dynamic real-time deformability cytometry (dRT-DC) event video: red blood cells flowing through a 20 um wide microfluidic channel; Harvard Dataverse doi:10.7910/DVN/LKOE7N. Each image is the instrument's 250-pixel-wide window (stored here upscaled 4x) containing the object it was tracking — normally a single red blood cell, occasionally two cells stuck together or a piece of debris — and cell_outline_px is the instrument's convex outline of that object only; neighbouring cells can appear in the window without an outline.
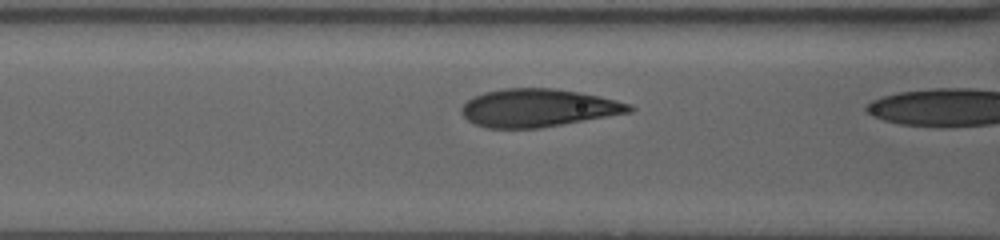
{"species": "human", "species_latin": "Homo sapiens", "temperature_condition": "warm", "stored_images_in_passage": 11, "segment_of_instrument_passage": [2, 2], "camera_frame_rate_fps": 3000, "um_per_image_px": 0.085, "donor": {"sex": "female"}, "frame": {"image": 1, "passage_image": 10, "time_ms": 4.333, "image_size_px": [1000, 240], "cell_outline_px": [[636, 108], [632, 112], [540, 128], [484, 128], [468, 120], [460, 112], [460, 108], [472, 96], [484, 92], [504, 88], [556, 88], [600, 96], [632, 104]], "centroid_in_image_um": [45.74, 9.17], "position_along_channel_um": 120.9, "area_um2": 37.28}}